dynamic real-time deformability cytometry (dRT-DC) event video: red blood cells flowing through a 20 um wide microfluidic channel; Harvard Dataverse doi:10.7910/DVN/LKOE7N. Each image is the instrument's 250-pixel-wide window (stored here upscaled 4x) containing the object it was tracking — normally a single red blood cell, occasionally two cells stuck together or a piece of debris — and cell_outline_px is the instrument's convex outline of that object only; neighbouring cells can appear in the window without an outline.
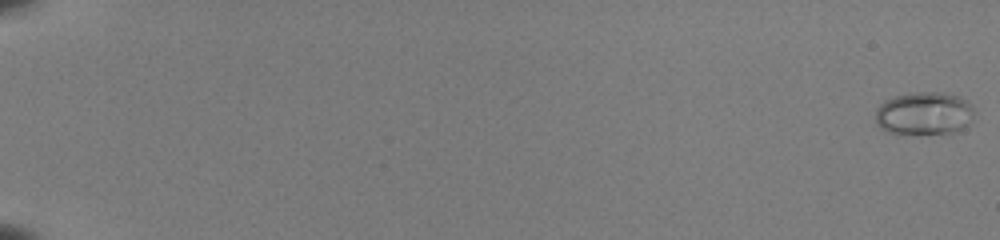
{"species": "common noctule bat (a hibernating species)", "species_latin": "Nyctalus noctula", "temperature_condition": "room temperature", "stored_images_in_passage": 54, "camera_frame_rate_fps": 3000, "um_per_image_px": 0.085, "animal": {"sex": "female", "body_mass_g": 22.0, "forearm_length_mm": 56.7}, "frame": {"image": 1, "passage_image": 1, "time_ms": 0.0, "image_size_px": [1000, 240], "cell_outline_px": [[972, 116], [968, 124], [952, 132], [888, 132], [880, 128], [876, 124], [876, 108], [884, 100], [896, 96], [916, 92], [944, 92], [960, 96], [968, 100], [972, 104]], "centroid_in_image_um": [78.54, 9.59], "position_along_channel_um": 6.5, "area_um2": 24.28}}
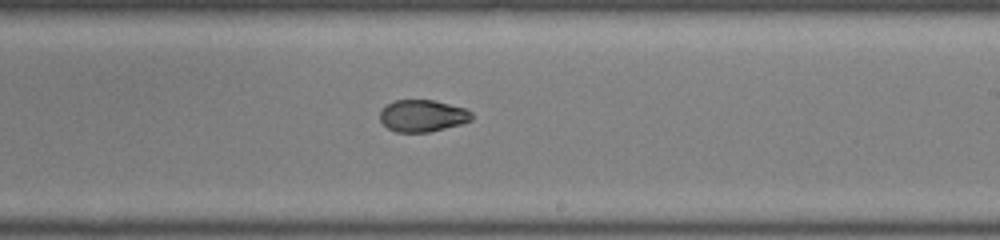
{"frame": {"image": 2, "passage_image": 36, "time_ms": 11.667, "image_size_px": [1000, 240], "cell_outline_px": [[472, 120], [460, 124], [428, 132], [396, 132], [388, 128], [380, 120], [380, 108], [396, 100], [432, 100], [464, 108], [472, 112]], "centroid_in_image_um": [35.89, 9.84], "position_along_channel_um": 253.1, "area_um2": 16.94}}
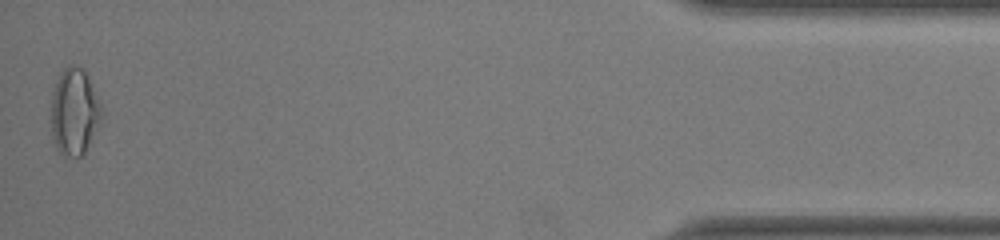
{"frame": {"image": 3, "passage_image": 54, "time_ms": 17.667, "image_size_px": [1000, 240], "cell_outline_px": [[104, 112], [84, 152], [80, 156], [64, 160], [56, 148], [52, 136], [48, 120], [52, 92], [60, 72], [68, 64], [72, 64], [84, 68]], "centroid_in_image_um": [6.25, 9.52], "position_along_channel_um": 428.9, "area_um2": 26.18}, "authors_computed_cell_mechanics": {"area_um2": 18.6983, "velocity_mm_per_s": 4.0183, "shape_relaxation_time_tau1_ms": 8.6065, "shape_relaxation_time_tau2_ms": 1.3164, "deformation_change_tau1": 0.2199, "deformation_change_tau2": 0.0531}}